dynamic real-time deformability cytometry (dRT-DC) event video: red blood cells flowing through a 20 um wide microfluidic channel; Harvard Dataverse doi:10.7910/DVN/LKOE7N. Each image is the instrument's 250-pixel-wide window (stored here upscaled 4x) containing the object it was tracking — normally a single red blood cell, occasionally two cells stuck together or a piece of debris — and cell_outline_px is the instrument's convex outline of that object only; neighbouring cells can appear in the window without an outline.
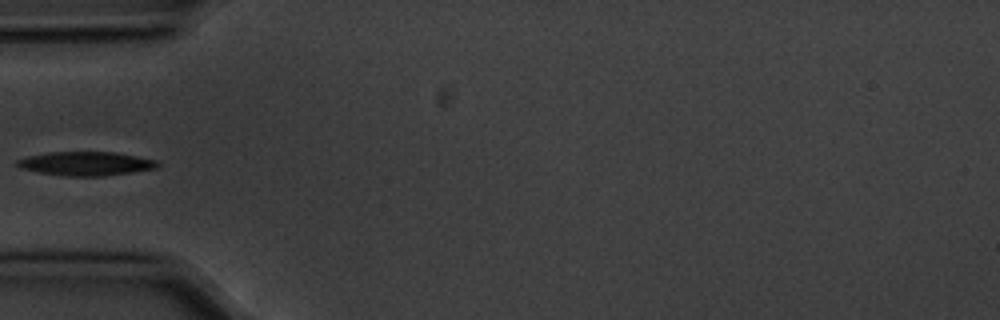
{"species": "common noctule bat (a hibernating species)", "species_latin": "Nyctalus noctula", "temperature_condition": "cold", "stored_images_in_passage": 7, "camera_frame_rate_fps": 3000, "um_per_image_px": 0.085, "animal": {"sex": "male", "body_mass_g": 20.1, "forearm_length_mm": 53.5}, "frame": {"image": 1, "passage_image": 4, "time_ms": 1.0, "image_size_px": [1000, 320], "cell_outline_px": [[160, 164], [156, 168], [132, 172], [104, 176], [64, 176], [40, 172], [20, 168], [16, 164], [16, 160], [28, 156], [48, 152], [116, 152], [156, 160]], "centroid_in_image_um": [7.3, 13.9], "position_along_channel_um": 77.7, "area_um2": 19.48}}